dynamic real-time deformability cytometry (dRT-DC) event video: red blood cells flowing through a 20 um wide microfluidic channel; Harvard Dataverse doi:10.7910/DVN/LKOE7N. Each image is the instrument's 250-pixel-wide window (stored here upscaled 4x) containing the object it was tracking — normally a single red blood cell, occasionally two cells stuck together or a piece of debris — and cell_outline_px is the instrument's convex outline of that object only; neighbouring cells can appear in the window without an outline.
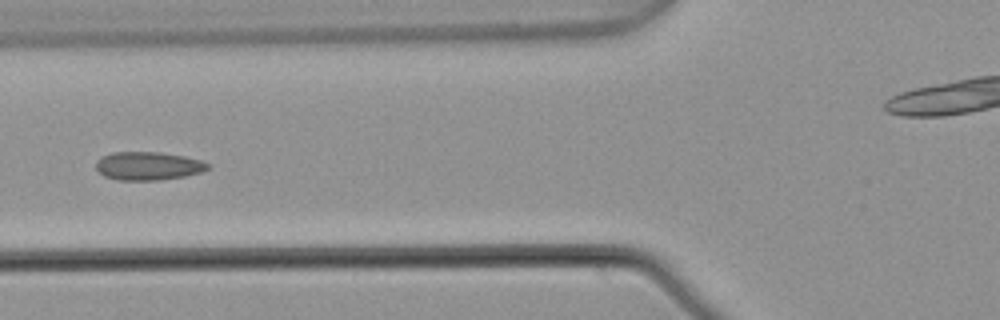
{"species": "common noctule bat (a hibernating species)", "species_latin": "Nyctalus noctula", "temperature_condition": "warm", "stored_images_in_passage": 3, "camera_frame_rate_fps": 3000, "um_per_image_px": 0.085, "animal": {"sex": "male", "body_mass_g": 21.5, "forearm_length_mm": 52.0}, "frame": {"image": 1, "passage_image": 3, "time_ms": 0.667, "image_size_px": [1000, 320], "cell_outline_px": [[208, 168], [200, 172], [184, 176], [160, 180], [120, 180], [104, 176], [96, 168], [96, 160], [112, 152], [160, 152], [184, 156], [200, 160], [208, 164]], "centroid_in_image_um": [12.57, 14.1], "position_along_channel_um": 113.2, "area_um2": 18.26}}